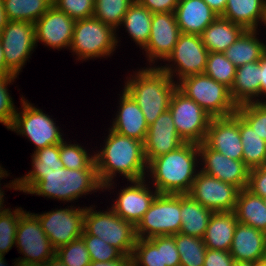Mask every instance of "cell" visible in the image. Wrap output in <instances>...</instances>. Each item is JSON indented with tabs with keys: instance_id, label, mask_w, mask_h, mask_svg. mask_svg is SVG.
<instances>
[{
	"instance_id": "1",
	"label": "cell",
	"mask_w": 266,
	"mask_h": 266,
	"mask_svg": "<svg viewBox=\"0 0 266 266\" xmlns=\"http://www.w3.org/2000/svg\"><path fill=\"white\" fill-rule=\"evenodd\" d=\"M5 187L63 202L75 201L100 189L103 191L97 169L74 170L65 167L52 172H28L25 176L14 178Z\"/></svg>"
},
{
	"instance_id": "2",
	"label": "cell",
	"mask_w": 266,
	"mask_h": 266,
	"mask_svg": "<svg viewBox=\"0 0 266 266\" xmlns=\"http://www.w3.org/2000/svg\"><path fill=\"white\" fill-rule=\"evenodd\" d=\"M104 142L102 150L94 152V157L98 177L105 191L113 189V179L118 173L127 181L147 177L148 163L143 142L121 135L110 128Z\"/></svg>"
},
{
	"instance_id": "3",
	"label": "cell",
	"mask_w": 266,
	"mask_h": 266,
	"mask_svg": "<svg viewBox=\"0 0 266 266\" xmlns=\"http://www.w3.org/2000/svg\"><path fill=\"white\" fill-rule=\"evenodd\" d=\"M198 158V144L185 142L178 149L152 159L146 176L149 174L153 179L158 193L188 194L199 170Z\"/></svg>"
},
{
	"instance_id": "4",
	"label": "cell",
	"mask_w": 266,
	"mask_h": 266,
	"mask_svg": "<svg viewBox=\"0 0 266 266\" xmlns=\"http://www.w3.org/2000/svg\"><path fill=\"white\" fill-rule=\"evenodd\" d=\"M130 74L124 90L142 110L146 123L151 125L160 114L169 109L171 96L177 88L176 81L159 66L145 67Z\"/></svg>"
},
{
	"instance_id": "5",
	"label": "cell",
	"mask_w": 266,
	"mask_h": 266,
	"mask_svg": "<svg viewBox=\"0 0 266 266\" xmlns=\"http://www.w3.org/2000/svg\"><path fill=\"white\" fill-rule=\"evenodd\" d=\"M82 235H93L118 249L124 256H131L136 242L135 226L119 217L111 208L94 211L85 206Z\"/></svg>"
},
{
	"instance_id": "6",
	"label": "cell",
	"mask_w": 266,
	"mask_h": 266,
	"mask_svg": "<svg viewBox=\"0 0 266 266\" xmlns=\"http://www.w3.org/2000/svg\"><path fill=\"white\" fill-rule=\"evenodd\" d=\"M118 44L116 30L95 17L75 21L70 49L77 60L106 58Z\"/></svg>"
},
{
	"instance_id": "7",
	"label": "cell",
	"mask_w": 266,
	"mask_h": 266,
	"mask_svg": "<svg viewBox=\"0 0 266 266\" xmlns=\"http://www.w3.org/2000/svg\"><path fill=\"white\" fill-rule=\"evenodd\" d=\"M177 88L212 117H227L237 111L230 89L205 74L185 77L177 83Z\"/></svg>"
},
{
	"instance_id": "8",
	"label": "cell",
	"mask_w": 266,
	"mask_h": 266,
	"mask_svg": "<svg viewBox=\"0 0 266 266\" xmlns=\"http://www.w3.org/2000/svg\"><path fill=\"white\" fill-rule=\"evenodd\" d=\"M181 195L158 193L135 226L136 238L178 234L181 230Z\"/></svg>"
},
{
	"instance_id": "9",
	"label": "cell",
	"mask_w": 266,
	"mask_h": 266,
	"mask_svg": "<svg viewBox=\"0 0 266 266\" xmlns=\"http://www.w3.org/2000/svg\"><path fill=\"white\" fill-rule=\"evenodd\" d=\"M21 111L16 110L11 131L25 136L36 148L35 151L50 145L60 144L64 139L59 126L53 121V118L41 109L36 108L23 96L20 101Z\"/></svg>"
},
{
	"instance_id": "10",
	"label": "cell",
	"mask_w": 266,
	"mask_h": 266,
	"mask_svg": "<svg viewBox=\"0 0 266 266\" xmlns=\"http://www.w3.org/2000/svg\"><path fill=\"white\" fill-rule=\"evenodd\" d=\"M15 241L19 253L24 255L23 258L16 259L21 264L42 265L55 256L56 250L35 213L24 211L21 214Z\"/></svg>"
},
{
	"instance_id": "11",
	"label": "cell",
	"mask_w": 266,
	"mask_h": 266,
	"mask_svg": "<svg viewBox=\"0 0 266 266\" xmlns=\"http://www.w3.org/2000/svg\"><path fill=\"white\" fill-rule=\"evenodd\" d=\"M208 53L209 51L202 43L200 35L180 33L172 53L165 60L169 64L159 67L173 81H175L174 76H176V83H178L185 77L204 74ZM170 62L173 64H170Z\"/></svg>"
},
{
	"instance_id": "12",
	"label": "cell",
	"mask_w": 266,
	"mask_h": 266,
	"mask_svg": "<svg viewBox=\"0 0 266 266\" xmlns=\"http://www.w3.org/2000/svg\"><path fill=\"white\" fill-rule=\"evenodd\" d=\"M169 110L177 133L185 142L203 143L212 119L210 114L178 88L171 96Z\"/></svg>"
},
{
	"instance_id": "13",
	"label": "cell",
	"mask_w": 266,
	"mask_h": 266,
	"mask_svg": "<svg viewBox=\"0 0 266 266\" xmlns=\"http://www.w3.org/2000/svg\"><path fill=\"white\" fill-rule=\"evenodd\" d=\"M6 67L18 76L36 45L35 23L7 21L0 33Z\"/></svg>"
},
{
	"instance_id": "14",
	"label": "cell",
	"mask_w": 266,
	"mask_h": 266,
	"mask_svg": "<svg viewBox=\"0 0 266 266\" xmlns=\"http://www.w3.org/2000/svg\"><path fill=\"white\" fill-rule=\"evenodd\" d=\"M85 207L69 206L42 214H35L40 220L42 229L57 250L71 241L81 237L84 227Z\"/></svg>"
},
{
	"instance_id": "15",
	"label": "cell",
	"mask_w": 266,
	"mask_h": 266,
	"mask_svg": "<svg viewBox=\"0 0 266 266\" xmlns=\"http://www.w3.org/2000/svg\"><path fill=\"white\" fill-rule=\"evenodd\" d=\"M239 191L236 186L198 170L188 195L213 212H232Z\"/></svg>"
},
{
	"instance_id": "16",
	"label": "cell",
	"mask_w": 266,
	"mask_h": 266,
	"mask_svg": "<svg viewBox=\"0 0 266 266\" xmlns=\"http://www.w3.org/2000/svg\"><path fill=\"white\" fill-rule=\"evenodd\" d=\"M198 150L199 161L201 160L203 166L200 171L234 185L239 190L247 188L250 169L243 160L231 159L216 150L208 148L204 143L198 144Z\"/></svg>"
},
{
	"instance_id": "17",
	"label": "cell",
	"mask_w": 266,
	"mask_h": 266,
	"mask_svg": "<svg viewBox=\"0 0 266 266\" xmlns=\"http://www.w3.org/2000/svg\"><path fill=\"white\" fill-rule=\"evenodd\" d=\"M203 143L231 159L242 160L239 114L236 112L227 117H212Z\"/></svg>"
},
{
	"instance_id": "18",
	"label": "cell",
	"mask_w": 266,
	"mask_h": 266,
	"mask_svg": "<svg viewBox=\"0 0 266 266\" xmlns=\"http://www.w3.org/2000/svg\"><path fill=\"white\" fill-rule=\"evenodd\" d=\"M180 33L175 13H153L150 38L143 48L149 64H154L158 59L165 61L172 53Z\"/></svg>"
},
{
	"instance_id": "19",
	"label": "cell",
	"mask_w": 266,
	"mask_h": 266,
	"mask_svg": "<svg viewBox=\"0 0 266 266\" xmlns=\"http://www.w3.org/2000/svg\"><path fill=\"white\" fill-rule=\"evenodd\" d=\"M145 179L129 181L132 185L120 189L111 207L119 217L134 226L142 219L158 195V191L155 188L154 191L151 190Z\"/></svg>"
},
{
	"instance_id": "20",
	"label": "cell",
	"mask_w": 266,
	"mask_h": 266,
	"mask_svg": "<svg viewBox=\"0 0 266 266\" xmlns=\"http://www.w3.org/2000/svg\"><path fill=\"white\" fill-rule=\"evenodd\" d=\"M75 20L54 5L35 22L36 44L53 49H70Z\"/></svg>"
},
{
	"instance_id": "21",
	"label": "cell",
	"mask_w": 266,
	"mask_h": 266,
	"mask_svg": "<svg viewBox=\"0 0 266 266\" xmlns=\"http://www.w3.org/2000/svg\"><path fill=\"white\" fill-rule=\"evenodd\" d=\"M185 141L178 135L170 110L158 116L154 123L149 125L143 142L146 162L169 153L182 146Z\"/></svg>"
},
{
	"instance_id": "22",
	"label": "cell",
	"mask_w": 266,
	"mask_h": 266,
	"mask_svg": "<svg viewBox=\"0 0 266 266\" xmlns=\"http://www.w3.org/2000/svg\"><path fill=\"white\" fill-rule=\"evenodd\" d=\"M122 91V94H119L122 95L119 97V111H117L110 129L144 142L149 127L144 114L133 98L124 89Z\"/></svg>"
},
{
	"instance_id": "23",
	"label": "cell",
	"mask_w": 266,
	"mask_h": 266,
	"mask_svg": "<svg viewBox=\"0 0 266 266\" xmlns=\"http://www.w3.org/2000/svg\"><path fill=\"white\" fill-rule=\"evenodd\" d=\"M229 252L235 261H262L266 252V233L238 222Z\"/></svg>"
},
{
	"instance_id": "24",
	"label": "cell",
	"mask_w": 266,
	"mask_h": 266,
	"mask_svg": "<svg viewBox=\"0 0 266 266\" xmlns=\"http://www.w3.org/2000/svg\"><path fill=\"white\" fill-rule=\"evenodd\" d=\"M175 16L181 33L201 35L219 16L204 0H179Z\"/></svg>"
},
{
	"instance_id": "25",
	"label": "cell",
	"mask_w": 266,
	"mask_h": 266,
	"mask_svg": "<svg viewBox=\"0 0 266 266\" xmlns=\"http://www.w3.org/2000/svg\"><path fill=\"white\" fill-rule=\"evenodd\" d=\"M233 102L239 106L246 103L266 101L260 97V61L236 68L235 80L230 89Z\"/></svg>"
},
{
	"instance_id": "26",
	"label": "cell",
	"mask_w": 266,
	"mask_h": 266,
	"mask_svg": "<svg viewBox=\"0 0 266 266\" xmlns=\"http://www.w3.org/2000/svg\"><path fill=\"white\" fill-rule=\"evenodd\" d=\"M221 16L245 30H257L258 23L266 26V0H227Z\"/></svg>"
},
{
	"instance_id": "27",
	"label": "cell",
	"mask_w": 266,
	"mask_h": 266,
	"mask_svg": "<svg viewBox=\"0 0 266 266\" xmlns=\"http://www.w3.org/2000/svg\"><path fill=\"white\" fill-rule=\"evenodd\" d=\"M237 223L234 211L213 212L203 237L206 248L229 252Z\"/></svg>"
},
{
	"instance_id": "28",
	"label": "cell",
	"mask_w": 266,
	"mask_h": 266,
	"mask_svg": "<svg viewBox=\"0 0 266 266\" xmlns=\"http://www.w3.org/2000/svg\"><path fill=\"white\" fill-rule=\"evenodd\" d=\"M245 29L222 16H218L200 35L209 52L224 53Z\"/></svg>"
},
{
	"instance_id": "29",
	"label": "cell",
	"mask_w": 266,
	"mask_h": 266,
	"mask_svg": "<svg viewBox=\"0 0 266 266\" xmlns=\"http://www.w3.org/2000/svg\"><path fill=\"white\" fill-rule=\"evenodd\" d=\"M258 30H245L224 52L236 68L247 63L260 61L266 52V44L261 42Z\"/></svg>"
},
{
	"instance_id": "30",
	"label": "cell",
	"mask_w": 266,
	"mask_h": 266,
	"mask_svg": "<svg viewBox=\"0 0 266 266\" xmlns=\"http://www.w3.org/2000/svg\"><path fill=\"white\" fill-rule=\"evenodd\" d=\"M213 211L193 200L188 194L181 195V230L179 233L202 238Z\"/></svg>"
},
{
	"instance_id": "31",
	"label": "cell",
	"mask_w": 266,
	"mask_h": 266,
	"mask_svg": "<svg viewBox=\"0 0 266 266\" xmlns=\"http://www.w3.org/2000/svg\"><path fill=\"white\" fill-rule=\"evenodd\" d=\"M237 221L266 233V205L262 197L247 189L239 191L234 210Z\"/></svg>"
},
{
	"instance_id": "32",
	"label": "cell",
	"mask_w": 266,
	"mask_h": 266,
	"mask_svg": "<svg viewBox=\"0 0 266 266\" xmlns=\"http://www.w3.org/2000/svg\"><path fill=\"white\" fill-rule=\"evenodd\" d=\"M152 15L146 7L135 0L128 8L122 21L132 40L142 49L150 38Z\"/></svg>"
},
{
	"instance_id": "33",
	"label": "cell",
	"mask_w": 266,
	"mask_h": 266,
	"mask_svg": "<svg viewBox=\"0 0 266 266\" xmlns=\"http://www.w3.org/2000/svg\"><path fill=\"white\" fill-rule=\"evenodd\" d=\"M243 162L249 169L266 166V141L239 115Z\"/></svg>"
},
{
	"instance_id": "34",
	"label": "cell",
	"mask_w": 266,
	"mask_h": 266,
	"mask_svg": "<svg viewBox=\"0 0 266 266\" xmlns=\"http://www.w3.org/2000/svg\"><path fill=\"white\" fill-rule=\"evenodd\" d=\"M7 21L35 23L53 6V0H2Z\"/></svg>"
},
{
	"instance_id": "35",
	"label": "cell",
	"mask_w": 266,
	"mask_h": 266,
	"mask_svg": "<svg viewBox=\"0 0 266 266\" xmlns=\"http://www.w3.org/2000/svg\"><path fill=\"white\" fill-rule=\"evenodd\" d=\"M173 236L179 252L180 266H203L207 250L203 239L182 233Z\"/></svg>"
},
{
	"instance_id": "36",
	"label": "cell",
	"mask_w": 266,
	"mask_h": 266,
	"mask_svg": "<svg viewBox=\"0 0 266 266\" xmlns=\"http://www.w3.org/2000/svg\"><path fill=\"white\" fill-rule=\"evenodd\" d=\"M93 17L113 27L122 26L124 15L135 0H94ZM118 28V29H117Z\"/></svg>"
},
{
	"instance_id": "37",
	"label": "cell",
	"mask_w": 266,
	"mask_h": 266,
	"mask_svg": "<svg viewBox=\"0 0 266 266\" xmlns=\"http://www.w3.org/2000/svg\"><path fill=\"white\" fill-rule=\"evenodd\" d=\"M132 266H162L161 236L137 238L131 254Z\"/></svg>"
},
{
	"instance_id": "38",
	"label": "cell",
	"mask_w": 266,
	"mask_h": 266,
	"mask_svg": "<svg viewBox=\"0 0 266 266\" xmlns=\"http://www.w3.org/2000/svg\"><path fill=\"white\" fill-rule=\"evenodd\" d=\"M236 67L224 53L209 52L204 74L231 89L235 80Z\"/></svg>"
},
{
	"instance_id": "39",
	"label": "cell",
	"mask_w": 266,
	"mask_h": 266,
	"mask_svg": "<svg viewBox=\"0 0 266 266\" xmlns=\"http://www.w3.org/2000/svg\"><path fill=\"white\" fill-rule=\"evenodd\" d=\"M68 143L64 140L60 143V159L66 169H96L94 155L87 153L79 143Z\"/></svg>"
},
{
	"instance_id": "40",
	"label": "cell",
	"mask_w": 266,
	"mask_h": 266,
	"mask_svg": "<svg viewBox=\"0 0 266 266\" xmlns=\"http://www.w3.org/2000/svg\"><path fill=\"white\" fill-rule=\"evenodd\" d=\"M8 208L0 213V254L5 256L13 245H16L15 237L18 226V221L24 210L19 207L11 211Z\"/></svg>"
},
{
	"instance_id": "41",
	"label": "cell",
	"mask_w": 266,
	"mask_h": 266,
	"mask_svg": "<svg viewBox=\"0 0 266 266\" xmlns=\"http://www.w3.org/2000/svg\"><path fill=\"white\" fill-rule=\"evenodd\" d=\"M55 256L66 266H89L91 263L90 254L82 237L58 248Z\"/></svg>"
},
{
	"instance_id": "42",
	"label": "cell",
	"mask_w": 266,
	"mask_h": 266,
	"mask_svg": "<svg viewBox=\"0 0 266 266\" xmlns=\"http://www.w3.org/2000/svg\"><path fill=\"white\" fill-rule=\"evenodd\" d=\"M236 112L266 141V101L239 105Z\"/></svg>"
},
{
	"instance_id": "43",
	"label": "cell",
	"mask_w": 266,
	"mask_h": 266,
	"mask_svg": "<svg viewBox=\"0 0 266 266\" xmlns=\"http://www.w3.org/2000/svg\"><path fill=\"white\" fill-rule=\"evenodd\" d=\"M31 157L33 169L29 172H52L64 167L60 159V144L34 151Z\"/></svg>"
},
{
	"instance_id": "44",
	"label": "cell",
	"mask_w": 266,
	"mask_h": 266,
	"mask_svg": "<svg viewBox=\"0 0 266 266\" xmlns=\"http://www.w3.org/2000/svg\"><path fill=\"white\" fill-rule=\"evenodd\" d=\"M90 254L91 261L107 262L120 259L123 254L101 238L93 235H81Z\"/></svg>"
},
{
	"instance_id": "45",
	"label": "cell",
	"mask_w": 266,
	"mask_h": 266,
	"mask_svg": "<svg viewBox=\"0 0 266 266\" xmlns=\"http://www.w3.org/2000/svg\"><path fill=\"white\" fill-rule=\"evenodd\" d=\"M16 77L15 75L0 76V123L5 125L8 130L12 125L17 110L8 92V84H12Z\"/></svg>"
},
{
	"instance_id": "46",
	"label": "cell",
	"mask_w": 266,
	"mask_h": 266,
	"mask_svg": "<svg viewBox=\"0 0 266 266\" xmlns=\"http://www.w3.org/2000/svg\"><path fill=\"white\" fill-rule=\"evenodd\" d=\"M94 0H53V5L73 20L93 17Z\"/></svg>"
},
{
	"instance_id": "47",
	"label": "cell",
	"mask_w": 266,
	"mask_h": 266,
	"mask_svg": "<svg viewBox=\"0 0 266 266\" xmlns=\"http://www.w3.org/2000/svg\"><path fill=\"white\" fill-rule=\"evenodd\" d=\"M162 266H180V257L173 235L161 236Z\"/></svg>"
},
{
	"instance_id": "48",
	"label": "cell",
	"mask_w": 266,
	"mask_h": 266,
	"mask_svg": "<svg viewBox=\"0 0 266 266\" xmlns=\"http://www.w3.org/2000/svg\"><path fill=\"white\" fill-rule=\"evenodd\" d=\"M247 190L252 194L266 197V166L249 170Z\"/></svg>"
},
{
	"instance_id": "49",
	"label": "cell",
	"mask_w": 266,
	"mask_h": 266,
	"mask_svg": "<svg viewBox=\"0 0 266 266\" xmlns=\"http://www.w3.org/2000/svg\"><path fill=\"white\" fill-rule=\"evenodd\" d=\"M234 261L230 252L207 248L203 266H233Z\"/></svg>"
},
{
	"instance_id": "50",
	"label": "cell",
	"mask_w": 266,
	"mask_h": 266,
	"mask_svg": "<svg viewBox=\"0 0 266 266\" xmlns=\"http://www.w3.org/2000/svg\"><path fill=\"white\" fill-rule=\"evenodd\" d=\"M151 13L172 12L176 10L179 0H137Z\"/></svg>"
},
{
	"instance_id": "51",
	"label": "cell",
	"mask_w": 266,
	"mask_h": 266,
	"mask_svg": "<svg viewBox=\"0 0 266 266\" xmlns=\"http://www.w3.org/2000/svg\"><path fill=\"white\" fill-rule=\"evenodd\" d=\"M89 266H132L131 256H122L120 259L107 262L91 261Z\"/></svg>"
},
{
	"instance_id": "52",
	"label": "cell",
	"mask_w": 266,
	"mask_h": 266,
	"mask_svg": "<svg viewBox=\"0 0 266 266\" xmlns=\"http://www.w3.org/2000/svg\"><path fill=\"white\" fill-rule=\"evenodd\" d=\"M260 96H266V52L260 60Z\"/></svg>"
},
{
	"instance_id": "53",
	"label": "cell",
	"mask_w": 266,
	"mask_h": 266,
	"mask_svg": "<svg viewBox=\"0 0 266 266\" xmlns=\"http://www.w3.org/2000/svg\"><path fill=\"white\" fill-rule=\"evenodd\" d=\"M204 1L219 16H221L224 13L227 0H204Z\"/></svg>"
},
{
	"instance_id": "54",
	"label": "cell",
	"mask_w": 266,
	"mask_h": 266,
	"mask_svg": "<svg viewBox=\"0 0 266 266\" xmlns=\"http://www.w3.org/2000/svg\"><path fill=\"white\" fill-rule=\"evenodd\" d=\"M14 74L6 67L3 48L0 42V76H13Z\"/></svg>"
},
{
	"instance_id": "55",
	"label": "cell",
	"mask_w": 266,
	"mask_h": 266,
	"mask_svg": "<svg viewBox=\"0 0 266 266\" xmlns=\"http://www.w3.org/2000/svg\"><path fill=\"white\" fill-rule=\"evenodd\" d=\"M7 23L4 7H3V1L0 0V33L3 30Z\"/></svg>"
},
{
	"instance_id": "56",
	"label": "cell",
	"mask_w": 266,
	"mask_h": 266,
	"mask_svg": "<svg viewBox=\"0 0 266 266\" xmlns=\"http://www.w3.org/2000/svg\"><path fill=\"white\" fill-rule=\"evenodd\" d=\"M10 173H8V171L0 178L3 179V177L7 178V176L9 175ZM1 185V184H0ZM3 189L1 188L0 186V213L6 211L8 208H5V206L3 205L4 203V191H2Z\"/></svg>"
},
{
	"instance_id": "57",
	"label": "cell",
	"mask_w": 266,
	"mask_h": 266,
	"mask_svg": "<svg viewBox=\"0 0 266 266\" xmlns=\"http://www.w3.org/2000/svg\"><path fill=\"white\" fill-rule=\"evenodd\" d=\"M42 266H66V265L63 264L57 256H54L53 258L49 259L45 264H42Z\"/></svg>"
},
{
	"instance_id": "58",
	"label": "cell",
	"mask_w": 266,
	"mask_h": 266,
	"mask_svg": "<svg viewBox=\"0 0 266 266\" xmlns=\"http://www.w3.org/2000/svg\"><path fill=\"white\" fill-rule=\"evenodd\" d=\"M254 264L251 261H234L233 266H254Z\"/></svg>"
},
{
	"instance_id": "59",
	"label": "cell",
	"mask_w": 266,
	"mask_h": 266,
	"mask_svg": "<svg viewBox=\"0 0 266 266\" xmlns=\"http://www.w3.org/2000/svg\"><path fill=\"white\" fill-rule=\"evenodd\" d=\"M19 262L16 260L14 263V266H17ZM8 264H6V260L4 259V256L0 257V266H7Z\"/></svg>"
},
{
	"instance_id": "60",
	"label": "cell",
	"mask_w": 266,
	"mask_h": 266,
	"mask_svg": "<svg viewBox=\"0 0 266 266\" xmlns=\"http://www.w3.org/2000/svg\"><path fill=\"white\" fill-rule=\"evenodd\" d=\"M254 266H266V262L264 260L255 262Z\"/></svg>"
},
{
	"instance_id": "61",
	"label": "cell",
	"mask_w": 266,
	"mask_h": 266,
	"mask_svg": "<svg viewBox=\"0 0 266 266\" xmlns=\"http://www.w3.org/2000/svg\"><path fill=\"white\" fill-rule=\"evenodd\" d=\"M17 266H42V265H26V264L18 263Z\"/></svg>"
},
{
	"instance_id": "62",
	"label": "cell",
	"mask_w": 266,
	"mask_h": 266,
	"mask_svg": "<svg viewBox=\"0 0 266 266\" xmlns=\"http://www.w3.org/2000/svg\"><path fill=\"white\" fill-rule=\"evenodd\" d=\"M263 198V200H264V203H265V205H266V197H262Z\"/></svg>"
},
{
	"instance_id": "63",
	"label": "cell",
	"mask_w": 266,
	"mask_h": 266,
	"mask_svg": "<svg viewBox=\"0 0 266 266\" xmlns=\"http://www.w3.org/2000/svg\"><path fill=\"white\" fill-rule=\"evenodd\" d=\"M265 262H266V252H265V254H264V259H263Z\"/></svg>"
}]
</instances>
